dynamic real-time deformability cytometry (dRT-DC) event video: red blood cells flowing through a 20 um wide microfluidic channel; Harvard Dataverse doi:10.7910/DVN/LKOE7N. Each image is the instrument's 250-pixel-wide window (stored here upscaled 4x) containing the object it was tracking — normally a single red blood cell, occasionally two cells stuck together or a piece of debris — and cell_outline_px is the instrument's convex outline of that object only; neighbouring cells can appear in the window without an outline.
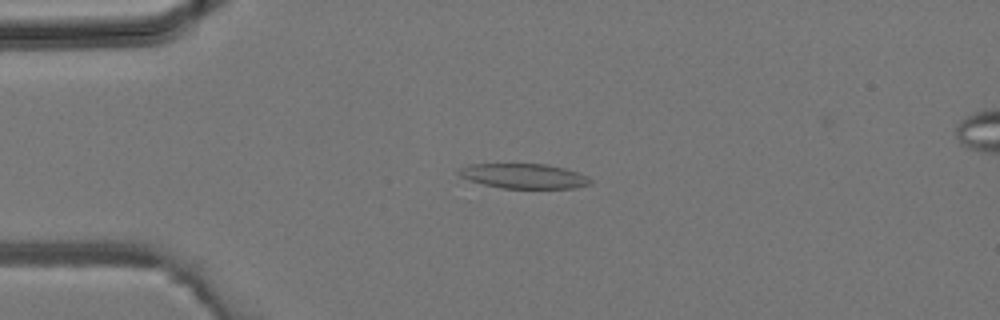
{"species": "common noctule bat (a hibernating species)", "species_latin": "Nyctalus noctula", "temperature_condition": "room temperature", "stored_images_in_passage": 32, "camera_frame_rate_fps": 3000, "um_per_image_px": 0.085, "animal": {"sex": "male", "body_mass_g": 19.2, "forearm_length_mm": 51.8}, "frame": {"image": 1, "passage_image": 3, "time_ms": 0.667, "image_size_px": [1000, 320], "cell_outline_px": [[592, 184], [576, 188], [500, 188], [468, 180], [460, 176], [456, 172], [460, 168], [468, 164], [548, 164], [564, 168], [588, 176], [592, 180]], "centroid_in_image_um": [44.53, 14.96], "position_along_channel_um": 40.5, "area_um2": 19.13}}
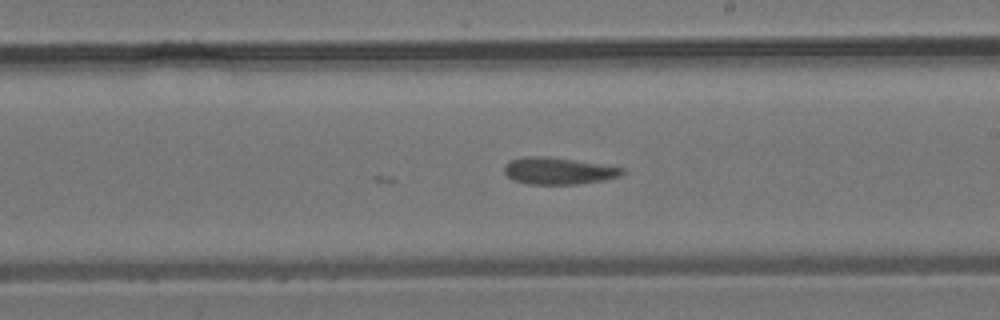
{"frame": {"image": 2, "passage_image": 16, "time_ms": 5.0, "image_size_px": [1000, 320], "cell_outline_px": [[624, 172], [620, 176], [604, 180], [576, 184], [528, 184], [512, 180], [504, 172], [504, 164], [512, 160], [524, 156], [548, 156], [600, 164], [624, 168]], "centroid_in_image_um": [47.43, 14.52], "position_along_channel_um": 241.6, "area_um2": 18.44}}
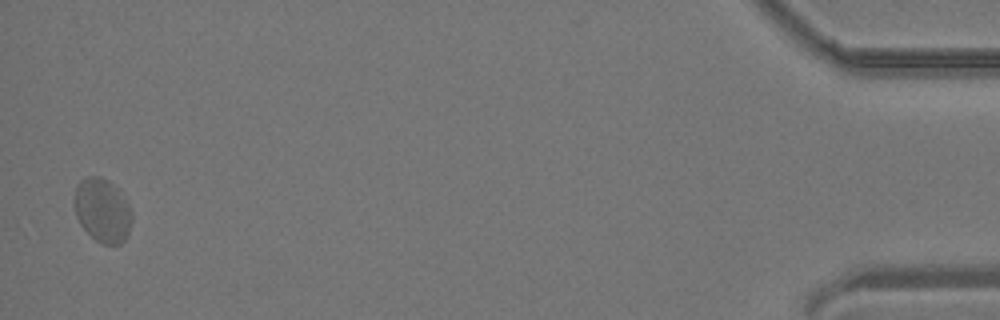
{"frame": {"image": 3, "passage_image": 32, "time_ms": 10.333, "image_size_px": [1000, 320], "cell_outline_px": [[132, 220], [128, 232], [124, 240], [120, 244], [104, 244], [96, 240], [80, 224], [76, 216], [76, 184], [80, 180], [88, 176], [100, 176], [108, 180], [116, 188], [132, 208]], "centroid_in_image_um": [8.73, 17.87], "position_along_channel_um": 426.5, "area_um2": 21.1}}